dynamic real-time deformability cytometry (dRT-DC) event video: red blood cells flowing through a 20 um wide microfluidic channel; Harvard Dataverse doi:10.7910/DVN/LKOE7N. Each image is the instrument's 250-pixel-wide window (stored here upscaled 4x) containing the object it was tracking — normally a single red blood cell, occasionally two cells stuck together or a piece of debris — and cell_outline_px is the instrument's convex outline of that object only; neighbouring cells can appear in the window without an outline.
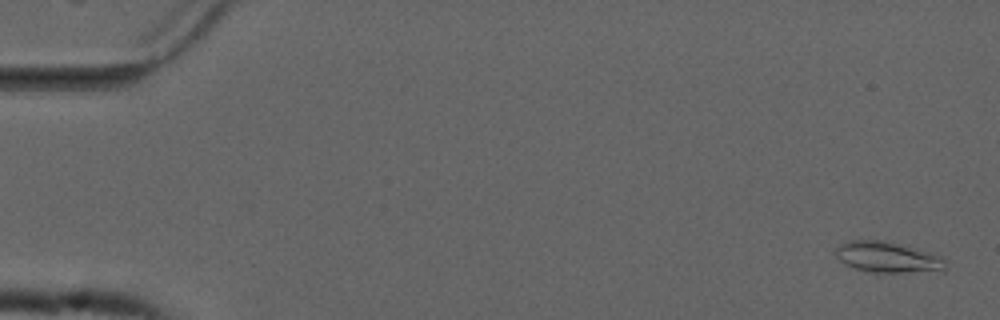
{"species": "common noctule bat (a hibernating species)", "species_latin": "Nyctalus noctula", "temperature_condition": "cold", "stored_images_in_passage": 55, "camera_frame_rate_fps": 3000, "um_per_image_px": 0.085, "animal": {"sex": "male", "forearm_length_mm": 52.5}, "frame": {"image": 1, "passage_image": 2, "time_ms": 0.333, "image_size_px": [1000, 320], "cell_outline_px": [[944, 272], [880, 276], [876, 276], [844, 264], [832, 252], [840, 244], [848, 240], [884, 240], [916, 248], [940, 256], [944, 260]], "centroid_in_image_um": [75.45, 21.94], "position_along_channel_um": 9.5, "area_um2": 21.15}}
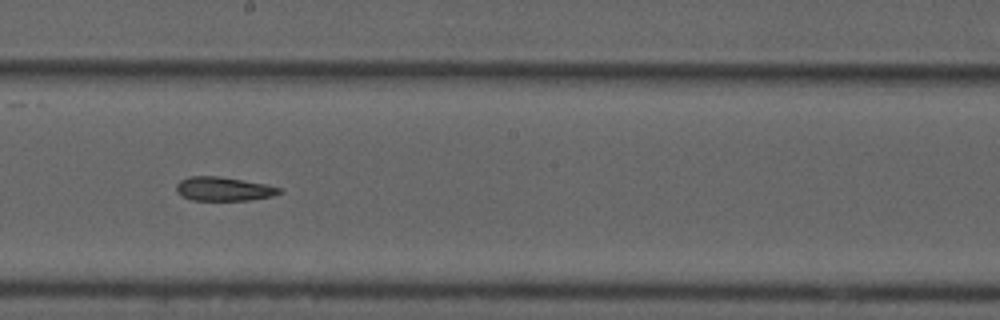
{"frame": {"image": 2, "passage_image": 31, "time_ms": 10.0, "image_size_px": [1000, 320], "cell_outline_px": [[284, 192], [272, 196], [248, 200], [192, 200], [180, 196], [176, 192], [176, 184], [180, 180], [188, 176], [220, 176], [268, 184], [284, 188]], "centroid_in_image_um": [19.03, 16.05], "position_along_channel_um": 229.2, "area_um2": 14.68}}
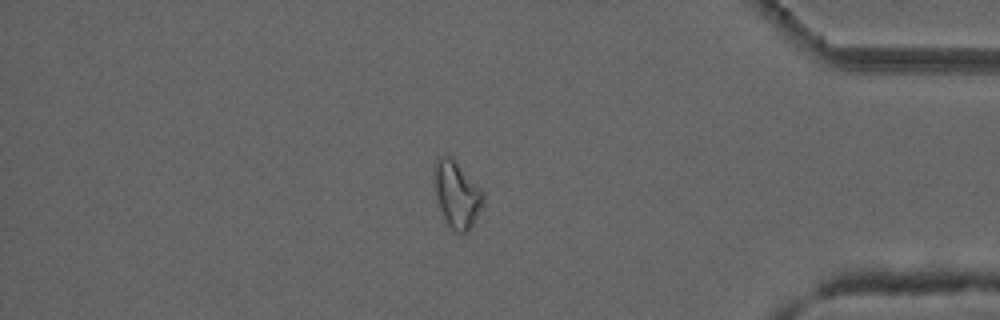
{"frame": {"image": 3, "passage_image": 47, "time_ms": 15.333, "image_size_px": [1000, 320], "cell_outline_px": [[484, 208], [468, 232], [464, 236], [452, 232], [440, 208], [432, 184], [432, 172], [436, 156], [448, 156], [480, 188], [484, 196]], "centroid_in_image_um": [38.81, 16.6], "position_along_channel_um": 396.4, "area_um2": 19.31}}